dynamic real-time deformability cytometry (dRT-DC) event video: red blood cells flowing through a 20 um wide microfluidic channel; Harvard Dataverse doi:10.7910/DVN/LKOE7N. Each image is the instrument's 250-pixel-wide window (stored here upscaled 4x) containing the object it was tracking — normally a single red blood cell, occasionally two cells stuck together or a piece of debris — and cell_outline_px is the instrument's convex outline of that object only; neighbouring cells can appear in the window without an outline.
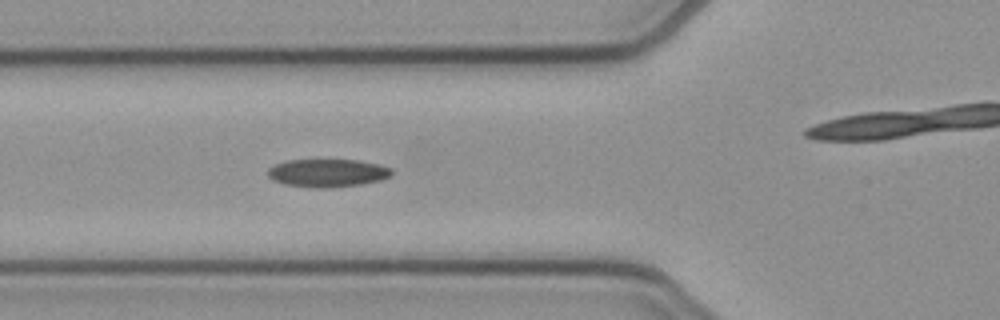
{"species": "common noctule bat (a hibernating species)", "species_latin": "Nyctalus noctula", "temperature_condition": "cold", "stored_images_in_passage": 42, "camera_frame_rate_fps": 3000, "um_per_image_px": 0.085, "animal": {"sex": "female", "body_mass_g": 21.9}, "frame": {"image": 1, "passage_image": 8, "time_ms": 2.333, "image_size_px": [1000, 320], "cell_outline_px": [[392, 176], [380, 180], [360, 184], [328, 188], [316, 188], [284, 184], [272, 180], [268, 176], [268, 168], [284, 160], [360, 160], [380, 164], [392, 168]], "centroid_in_image_um": [27.85, 14.7], "position_along_channel_um": 98.0, "area_um2": 20.35}}
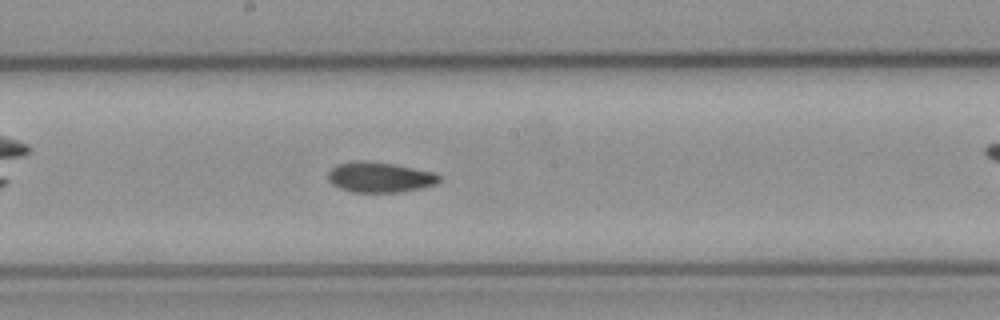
{"frame": {"image": 2, "passage_image": 17, "time_ms": 5.333, "image_size_px": [1000, 320], "cell_outline_px": [[440, 180], [436, 184], [420, 188], [400, 192], [352, 192], [340, 188], [332, 184], [328, 180], [328, 172], [336, 164], [356, 160], [368, 160], [392, 164], [432, 172], [440, 176]], "centroid_in_image_um": [32.23, 15.06], "position_along_channel_um": 216.0, "area_um2": 19.59}}
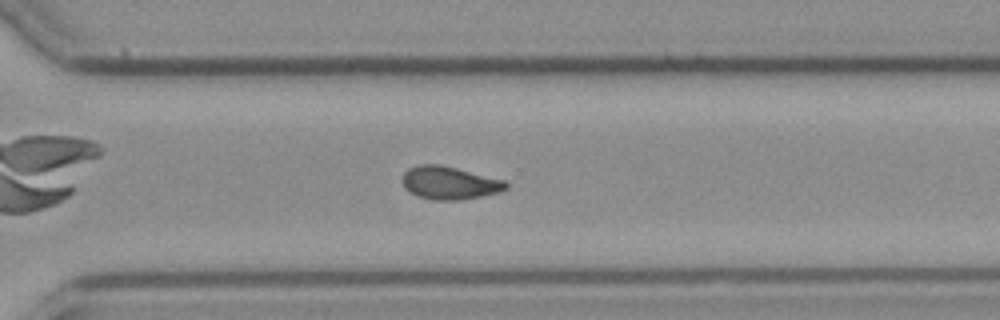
{"frame": {"image": 3, "passage_image": 26, "time_ms": 8.333, "image_size_px": [1000, 320], "cell_outline_px": [[508, 188], [500, 192], [460, 200], [436, 200], [420, 196], [404, 188], [400, 180], [404, 172], [408, 168], [416, 164], [440, 164], [504, 180], [508, 184]], "centroid_in_image_um": [38.17, 15.53], "position_along_channel_um": 332.4, "area_um2": 19.88}, "authors_computed_cell_mechanics": {"area_um2": 19.5364, "velocity_mm_per_s": 3.9034, "shape_relaxation_time_tau1_ms": 10.67, "shape_relaxation_time_tau2_ms": 4.2131, "deformation_change_tau1": 0.1873, "deformation_change_tau2": 0.0959}}